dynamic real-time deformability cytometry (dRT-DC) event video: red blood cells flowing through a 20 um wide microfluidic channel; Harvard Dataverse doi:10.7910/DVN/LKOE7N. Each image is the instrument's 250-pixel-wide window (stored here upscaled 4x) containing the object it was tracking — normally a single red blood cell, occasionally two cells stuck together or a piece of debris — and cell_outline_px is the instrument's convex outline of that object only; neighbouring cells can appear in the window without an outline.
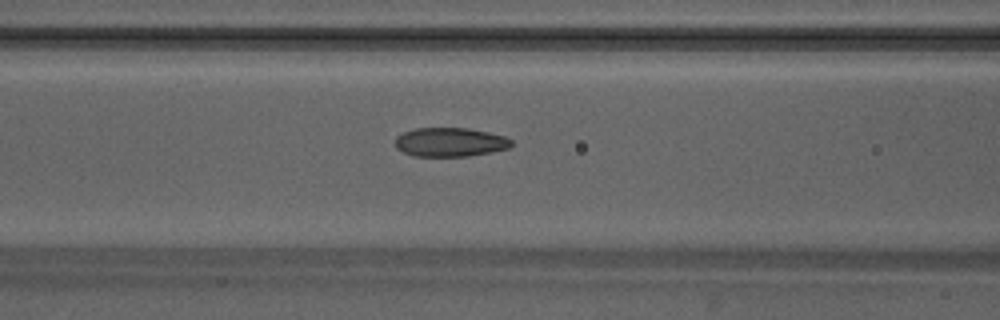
{"species": "Egyptian fruit bat (a non-hibernating species)", "species_latin": "Rousettus aegyptiacus", "temperature_condition": "warm", "stored_images_in_passage": 49, "camera_frame_rate_fps": 3000, "um_per_image_px": 0.085, "animal": {"sex": "male"}, "frame": {"image": 1, "passage_image": 21, "time_ms": 6.667, "image_size_px": [1000, 320], "cell_outline_px": [[512, 144], [508, 148], [492, 152], [468, 156], [412, 156], [396, 148], [396, 136], [404, 132], [416, 128], [468, 128], [488, 132], [504, 136], [512, 140]], "centroid_in_image_um": [38.26, 12.08], "position_along_channel_um": 128.3, "area_um2": 19.59}}
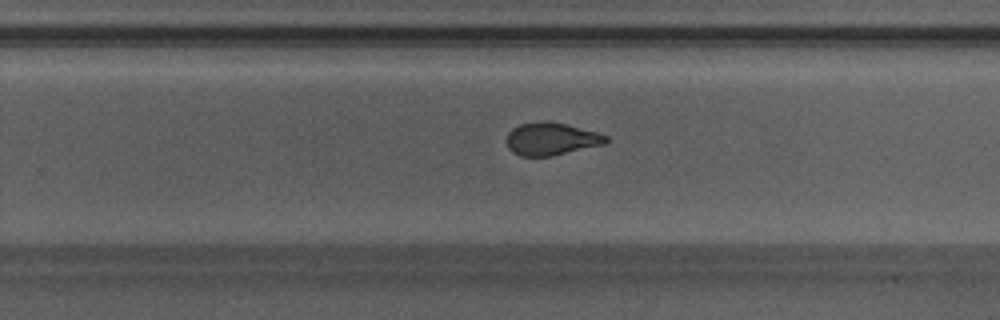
{"frame": {"image": 2, "passage_image": 32, "time_ms": 10.333, "image_size_px": [1000, 320], "cell_outline_px": [[608, 140], [604, 144], [552, 156], [520, 156], [512, 152], [508, 148], [508, 132], [512, 128], [520, 124], [540, 120], [548, 120], [596, 132], [608, 136]], "centroid_in_image_um": [46.83, 11.8], "position_along_channel_um": 283.0, "area_um2": 18.84}}
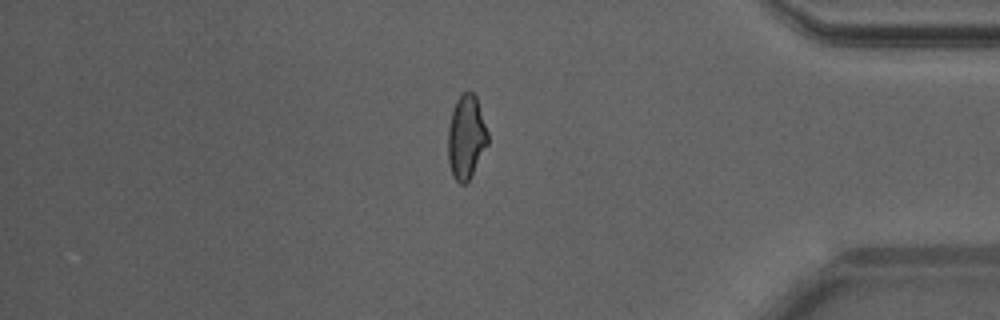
{"frame": {"image": 3, "passage_image": 42, "time_ms": 13.667, "image_size_px": [1000, 320], "cell_outline_px": [[488, 144], [468, 180], [464, 184], [460, 184], [452, 176], [448, 160], [448, 128], [452, 112], [456, 100], [464, 92], [472, 92], [476, 96], [488, 132]], "centroid_in_image_um": [39.62, 11.65], "position_along_channel_um": 395.6, "area_um2": 19.25}, "authors_computed_cell_mechanics": {"area_um2": 19.8254, "velocity_mm_per_s": 4.2318, "shape_relaxation_time_tau1_ms": 7.256, "shape_relaxation_time_tau2_ms": 1.3117, "deformation_change_tau1": 0.2215, "deformation_change_tau2": 0.0627}}